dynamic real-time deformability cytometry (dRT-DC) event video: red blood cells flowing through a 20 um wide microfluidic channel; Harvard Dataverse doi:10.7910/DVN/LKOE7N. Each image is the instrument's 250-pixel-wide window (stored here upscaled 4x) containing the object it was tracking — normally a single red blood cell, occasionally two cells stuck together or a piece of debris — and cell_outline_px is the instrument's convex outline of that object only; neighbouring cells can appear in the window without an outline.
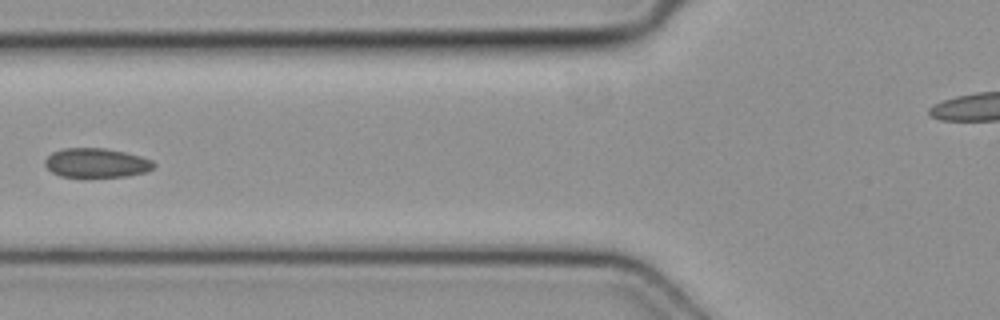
{"species": "common noctule bat (a hibernating species)", "species_latin": "Nyctalus noctula", "temperature_condition": "cold", "stored_images_in_passage": 5, "camera_frame_rate_fps": 3000, "um_per_image_px": 0.085, "animal": {"sex": "female", "body_mass_g": 19.3, "forearm_length_mm": 54.1}, "frame": {"image": 1, "passage_image": 4, "time_ms": 1.0, "image_size_px": [1000, 320], "cell_outline_px": [[156, 164], [152, 168], [144, 172], [128, 176], [60, 176], [52, 172], [44, 164], [44, 160], [52, 152], [64, 148], [104, 148], [124, 152], [140, 156], [152, 160]], "centroid_in_image_um": [8.18, 13.83], "position_along_channel_um": 117.6, "area_um2": 18.32}}